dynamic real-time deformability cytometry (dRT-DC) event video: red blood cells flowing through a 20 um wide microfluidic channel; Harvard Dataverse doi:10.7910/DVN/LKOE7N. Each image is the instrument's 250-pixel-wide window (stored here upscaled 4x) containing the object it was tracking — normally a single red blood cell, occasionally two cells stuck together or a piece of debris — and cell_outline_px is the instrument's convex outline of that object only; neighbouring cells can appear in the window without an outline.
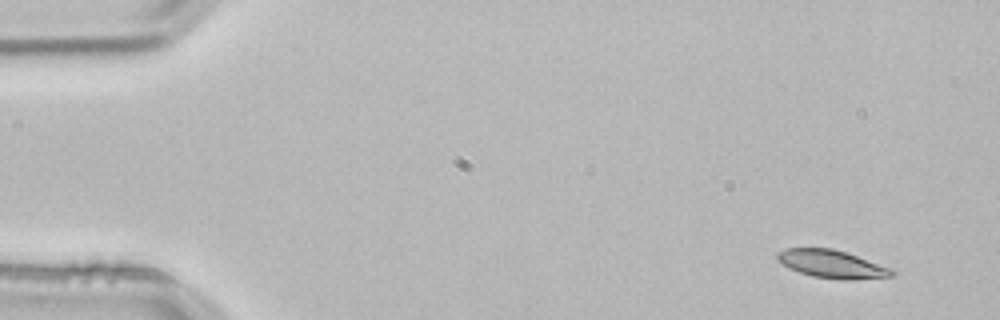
{"species": "common noctule bat (a hibernating species)", "species_latin": "Nyctalus noctula", "temperature_condition": "room temperature", "stored_images_in_passage": 4, "camera_frame_rate_fps": 3000, "um_per_image_px": 0.085, "animal": {"sex": "male", "body_mass_g": 21.5, "forearm_length_mm": 52.0}, "frame": {"image": 1, "passage_image": 1, "time_ms": 0.0, "image_size_px": [1000, 320], "cell_outline_px": [[896, 272], [892, 276], [852, 280], [840, 280], [812, 276], [800, 272], [776, 260], [776, 252], [788, 248], [832, 248], [848, 252], [888, 268]], "centroid_in_image_um": [70.68, 22.44], "position_along_channel_um": 14.3, "area_um2": 18.5}}